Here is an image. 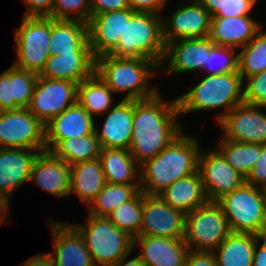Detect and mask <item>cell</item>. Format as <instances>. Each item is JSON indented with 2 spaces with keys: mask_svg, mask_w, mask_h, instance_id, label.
Here are the masks:
<instances>
[{
  "mask_svg": "<svg viewBox=\"0 0 266 266\" xmlns=\"http://www.w3.org/2000/svg\"><path fill=\"white\" fill-rule=\"evenodd\" d=\"M177 99L164 102L161 92L146 100H133L129 151L140 167L170 145L182 132Z\"/></svg>",
  "mask_w": 266,
  "mask_h": 266,
  "instance_id": "6da1fadb",
  "label": "cell"
},
{
  "mask_svg": "<svg viewBox=\"0 0 266 266\" xmlns=\"http://www.w3.org/2000/svg\"><path fill=\"white\" fill-rule=\"evenodd\" d=\"M200 151L196 137L182 133L140 166V190L145 195H158L176 180L197 172Z\"/></svg>",
  "mask_w": 266,
  "mask_h": 266,
  "instance_id": "7a4b0ae2",
  "label": "cell"
},
{
  "mask_svg": "<svg viewBox=\"0 0 266 266\" xmlns=\"http://www.w3.org/2000/svg\"><path fill=\"white\" fill-rule=\"evenodd\" d=\"M160 66L151 59L119 58L106 54L95 59V72L113 91L127 94L123 99L146 100L156 96L160 91L149 80ZM155 70V71H154Z\"/></svg>",
  "mask_w": 266,
  "mask_h": 266,
  "instance_id": "3957f363",
  "label": "cell"
},
{
  "mask_svg": "<svg viewBox=\"0 0 266 266\" xmlns=\"http://www.w3.org/2000/svg\"><path fill=\"white\" fill-rule=\"evenodd\" d=\"M243 79L238 71L206 75L186 94L176 98L180 114L224 108L217 123L236 105L243 103Z\"/></svg>",
  "mask_w": 266,
  "mask_h": 266,
  "instance_id": "277c9868",
  "label": "cell"
},
{
  "mask_svg": "<svg viewBox=\"0 0 266 266\" xmlns=\"http://www.w3.org/2000/svg\"><path fill=\"white\" fill-rule=\"evenodd\" d=\"M162 16L126 9V27L110 55L119 58L151 59L159 66L165 55Z\"/></svg>",
  "mask_w": 266,
  "mask_h": 266,
  "instance_id": "5b68a950",
  "label": "cell"
},
{
  "mask_svg": "<svg viewBox=\"0 0 266 266\" xmlns=\"http://www.w3.org/2000/svg\"><path fill=\"white\" fill-rule=\"evenodd\" d=\"M231 232L266 236V195L263 188L244 182L216 201Z\"/></svg>",
  "mask_w": 266,
  "mask_h": 266,
  "instance_id": "8992f818",
  "label": "cell"
},
{
  "mask_svg": "<svg viewBox=\"0 0 266 266\" xmlns=\"http://www.w3.org/2000/svg\"><path fill=\"white\" fill-rule=\"evenodd\" d=\"M86 224L70 223L83 237L94 266H113L133 251V237L106 216L89 214Z\"/></svg>",
  "mask_w": 266,
  "mask_h": 266,
  "instance_id": "52a82bcc",
  "label": "cell"
},
{
  "mask_svg": "<svg viewBox=\"0 0 266 266\" xmlns=\"http://www.w3.org/2000/svg\"><path fill=\"white\" fill-rule=\"evenodd\" d=\"M230 233L228 220L216 201H207L185 215L184 242L190 251L214 252Z\"/></svg>",
  "mask_w": 266,
  "mask_h": 266,
  "instance_id": "ba28073f",
  "label": "cell"
},
{
  "mask_svg": "<svg viewBox=\"0 0 266 266\" xmlns=\"http://www.w3.org/2000/svg\"><path fill=\"white\" fill-rule=\"evenodd\" d=\"M50 35V17L23 16L22 24L14 30L17 59L13 65L39 75L50 57Z\"/></svg>",
  "mask_w": 266,
  "mask_h": 266,
  "instance_id": "9c48e42d",
  "label": "cell"
},
{
  "mask_svg": "<svg viewBox=\"0 0 266 266\" xmlns=\"http://www.w3.org/2000/svg\"><path fill=\"white\" fill-rule=\"evenodd\" d=\"M0 148L46 150L45 125L28 108L0 111Z\"/></svg>",
  "mask_w": 266,
  "mask_h": 266,
  "instance_id": "30bf717a",
  "label": "cell"
},
{
  "mask_svg": "<svg viewBox=\"0 0 266 266\" xmlns=\"http://www.w3.org/2000/svg\"><path fill=\"white\" fill-rule=\"evenodd\" d=\"M78 83L39 76L29 111L44 125L77 102Z\"/></svg>",
  "mask_w": 266,
  "mask_h": 266,
  "instance_id": "8fae6325",
  "label": "cell"
},
{
  "mask_svg": "<svg viewBox=\"0 0 266 266\" xmlns=\"http://www.w3.org/2000/svg\"><path fill=\"white\" fill-rule=\"evenodd\" d=\"M265 107L241 103L236 105L218 123L223 139L236 142L266 144Z\"/></svg>",
  "mask_w": 266,
  "mask_h": 266,
  "instance_id": "7c38bea8",
  "label": "cell"
},
{
  "mask_svg": "<svg viewBox=\"0 0 266 266\" xmlns=\"http://www.w3.org/2000/svg\"><path fill=\"white\" fill-rule=\"evenodd\" d=\"M140 235L184 239L185 214L170 207L158 195L143 193Z\"/></svg>",
  "mask_w": 266,
  "mask_h": 266,
  "instance_id": "4fadbf2b",
  "label": "cell"
},
{
  "mask_svg": "<svg viewBox=\"0 0 266 266\" xmlns=\"http://www.w3.org/2000/svg\"><path fill=\"white\" fill-rule=\"evenodd\" d=\"M187 3L179 6L168 19L162 16L165 45L181 39L209 37L212 16L198 0H187Z\"/></svg>",
  "mask_w": 266,
  "mask_h": 266,
  "instance_id": "5bb4252c",
  "label": "cell"
},
{
  "mask_svg": "<svg viewBox=\"0 0 266 266\" xmlns=\"http://www.w3.org/2000/svg\"><path fill=\"white\" fill-rule=\"evenodd\" d=\"M198 171L208 201H217L245 182V178L227 162L218 150L200 151Z\"/></svg>",
  "mask_w": 266,
  "mask_h": 266,
  "instance_id": "9a60e30c",
  "label": "cell"
},
{
  "mask_svg": "<svg viewBox=\"0 0 266 266\" xmlns=\"http://www.w3.org/2000/svg\"><path fill=\"white\" fill-rule=\"evenodd\" d=\"M214 45L209 37L172 41L165 46V55L160 69L163 71L166 68L163 73L167 75L203 70Z\"/></svg>",
  "mask_w": 266,
  "mask_h": 266,
  "instance_id": "2e32d148",
  "label": "cell"
},
{
  "mask_svg": "<svg viewBox=\"0 0 266 266\" xmlns=\"http://www.w3.org/2000/svg\"><path fill=\"white\" fill-rule=\"evenodd\" d=\"M55 253H49L55 266H94L83 237L68 223L49 220Z\"/></svg>",
  "mask_w": 266,
  "mask_h": 266,
  "instance_id": "e0dca14e",
  "label": "cell"
},
{
  "mask_svg": "<svg viewBox=\"0 0 266 266\" xmlns=\"http://www.w3.org/2000/svg\"><path fill=\"white\" fill-rule=\"evenodd\" d=\"M88 38L94 58L110 54L126 27V9L93 15L88 23Z\"/></svg>",
  "mask_w": 266,
  "mask_h": 266,
  "instance_id": "ac0fdd59",
  "label": "cell"
},
{
  "mask_svg": "<svg viewBox=\"0 0 266 266\" xmlns=\"http://www.w3.org/2000/svg\"><path fill=\"white\" fill-rule=\"evenodd\" d=\"M71 165L55 157L49 151H43L35 158L30 181L48 193L61 198L70 195Z\"/></svg>",
  "mask_w": 266,
  "mask_h": 266,
  "instance_id": "d6986e66",
  "label": "cell"
},
{
  "mask_svg": "<svg viewBox=\"0 0 266 266\" xmlns=\"http://www.w3.org/2000/svg\"><path fill=\"white\" fill-rule=\"evenodd\" d=\"M106 113L101 129L95 132L101 148L129 149L133 124V100L122 99Z\"/></svg>",
  "mask_w": 266,
  "mask_h": 266,
  "instance_id": "ffe728a7",
  "label": "cell"
},
{
  "mask_svg": "<svg viewBox=\"0 0 266 266\" xmlns=\"http://www.w3.org/2000/svg\"><path fill=\"white\" fill-rule=\"evenodd\" d=\"M43 151L46 150L0 148V193L11 199L15 189L30 181L34 160Z\"/></svg>",
  "mask_w": 266,
  "mask_h": 266,
  "instance_id": "44dd1931",
  "label": "cell"
},
{
  "mask_svg": "<svg viewBox=\"0 0 266 266\" xmlns=\"http://www.w3.org/2000/svg\"><path fill=\"white\" fill-rule=\"evenodd\" d=\"M138 244L142 249L138 256L146 266H185L190 251L184 239L140 235L133 238V248Z\"/></svg>",
  "mask_w": 266,
  "mask_h": 266,
  "instance_id": "7402d4cb",
  "label": "cell"
},
{
  "mask_svg": "<svg viewBox=\"0 0 266 266\" xmlns=\"http://www.w3.org/2000/svg\"><path fill=\"white\" fill-rule=\"evenodd\" d=\"M39 75L11 65L0 74V111L28 108Z\"/></svg>",
  "mask_w": 266,
  "mask_h": 266,
  "instance_id": "603a6c76",
  "label": "cell"
},
{
  "mask_svg": "<svg viewBox=\"0 0 266 266\" xmlns=\"http://www.w3.org/2000/svg\"><path fill=\"white\" fill-rule=\"evenodd\" d=\"M261 29L249 15L212 17L209 38L215 45L242 49Z\"/></svg>",
  "mask_w": 266,
  "mask_h": 266,
  "instance_id": "cb8c5ba5",
  "label": "cell"
},
{
  "mask_svg": "<svg viewBox=\"0 0 266 266\" xmlns=\"http://www.w3.org/2000/svg\"><path fill=\"white\" fill-rule=\"evenodd\" d=\"M94 132V117L76 102L45 124V141L80 138Z\"/></svg>",
  "mask_w": 266,
  "mask_h": 266,
  "instance_id": "d4e9b609",
  "label": "cell"
},
{
  "mask_svg": "<svg viewBox=\"0 0 266 266\" xmlns=\"http://www.w3.org/2000/svg\"><path fill=\"white\" fill-rule=\"evenodd\" d=\"M50 56L66 53H92L87 23L51 18Z\"/></svg>",
  "mask_w": 266,
  "mask_h": 266,
  "instance_id": "484cf974",
  "label": "cell"
},
{
  "mask_svg": "<svg viewBox=\"0 0 266 266\" xmlns=\"http://www.w3.org/2000/svg\"><path fill=\"white\" fill-rule=\"evenodd\" d=\"M95 72L92 53H66L50 56L39 76L80 84Z\"/></svg>",
  "mask_w": 266,
  "mask_h": 266,
  "instance_id": "4316f807",
  "label": "cell"
},
{
  "mask_svg": "<svg viewBox=\"0 0 266 266\" xmlns=\"http://www.w3.org/2000/svg\"><path fill=\"white\" fill-rule=\"evenodd\" d=\"M158 196L170 207L182 211L185 215L208 201L199 171L176 180Z\"/></svg>",
  "mask_w": 266,
  "mask_h": 266,
  "instance_id": "83f0119b",
  "label": "cell"
},
{
  "mask_svg": "<svg viewBox=\"0 0 266 266\" xmlns=\"http://www.w3.org/2000/svg\"><path fill=\"white\" fill-rule=\"evenodd\" d=\"M106 183L99 158L71 165L70 194H77L83 205L88 207Z\"/></svg>",
  "mask_w": 266,
  "mask_h": 266,
  "instance_id": "f1b7e54d",
  "label": "cell"
},
{
  "mask_svg": "<svg viewBox=\"0 0 266 266\" xmlns=\"http://www.w3.org/2000/svg\"><path fill=\"white\" fill-rule=\"evenodd\" d=\"M99 159L107 183L140 184V167L128 149L101 148Z\"/></svg>",
  "mask_w": 266,
  "mask_h": 266,
  "instance_id": "f546056e",
  "label": "cell"
},
{
  "mask_svg": "<svg viewBox=\"0 0 266 266\" xmlns=\"http://www.w3.org/2000/svg\"><path fill=\"white\" fill-rule=\"evenodd\" d=\"M261 236L231 232L213 252L218 266H252L257 240Z\"/></svg>",
  "mask_w": 266,
  "mask_h": 266,
  "instance_id": "4dcf8cb0",
  "label": "cell"
},
{
  "mask_svg": "<svg viewBox=\"0 0 266 266\" xmlns=\"http://www.w3.org/2000/svg\"><path fill=\"white\" fill-rule=\"evenodd\" d=\"M46 151L69 165L99 158L101 146L96 132L63 141H45Z\"/></svg>",
  "mask_w": 266,
  "mask_h": 266,
  "instance_id": "1f68e13d",
  "label": "cell"
},
{
  "mask_svg": "<svg viewBox=\"0 0 266 266\" xmlns=\"http://www.w3.org/2000/svg\"><path fill=\"white\" fill-rule=\"evenodd\" d=\"M113 91L94 72L78 84L77 102L93 117L103 115L113 106Z\"/></svg>",
  "mask_w": 266,
  "mask_h": 266,
  "instance_id": "d6a6232c",
  "label": "cell"
},
{
  "mask_svg": "<svg viewBox=\"0 0 266 266\" xmlns=\"http://www.w3.org/2000/svg\"><path fill=\"white\" fill-rule=\"evenodd\" d=\"M218 151L227 162L245 179L261 154V144L236 142L219 137Z\"/></svg>",
  "mask_w": 266,
  "mask_h": 266,
  "instance_id": "836d02e7",
  "label": "cell"
},
{
  "mask_svg": "<svg viewBox=\"0 0 266 266\" xmlns=\"http://www.w3.org/2000/svg\"><path fill=\"white\" fill-rule=\"evenodd\" d=\"M140 191V184L106 183L88 206V213L95 216H108L122 203L131 200Z\"/></svg>",
  "mask_w": 266,
  "mask_h": 266,
  "instance_id": "e575fe53",
  "label": "cell"
},
{
  "mask_svg": "<svg viewBox=\"0 0 266 266\" xmlns=\"http://www.w3.org/2000/svg\"><path fill=\"white\" fill-rule=\"evenodd\" d=\"M266 70V31L263 28L238 52V73L244 78Z\"/></svg>",
  "mask_w": 266,
  "mask_h": 266,
  "instance_id": "d590c367",
  "label": "cell"
},
{
  "mask_svg": "<svg viewBox=\"0 0 266 266\" xmlns=\"http://www.w3.org/2000/svg\"><path fill=\"white\" fill-rule=\"evenodd\" d=\"M143 213V192L140 190L131 200L122 203L106 216L117 228L131 237L140 236Z\"/></svg>",
  "mask_w": 266,
  "mask_h": 266,
  "instance_id": "8d00e7d4",
  "label": "cell"
},
{
  "mask_svg": "<svg viewBox=\"0 0 266 266\" xmlns=\"http://www.w3.org/2000/svg\"><path fill=\"white\" fill-rule=\"evenodd\" d=\"M208 75L224 74L238 71V53L236 49L214 45L203 67Z\"/></svg>",
  "mask_w": 266,
  "mask_h": 266,
  "instance_id": "74e56055",
  "label": "cell"
},
{
  "mask_svg": "<svg viewBox=\"0 0 266 266\" xmlns=\"http://www.w3.org/2000/svg\"><path fill=\"white\" fill-rule=\"evenodd\" d=\"M48 17L88 23L91 17L90 0H55L52 13Z\"/></svg>",
  "mask_w": 266,
  "mask_h": 266,
  "instance_id": "f35d334b",
  "label": "cell"
},
{
  "mask_svg": "<svg viewBox=\"0 0 266 266\" xmlns=\"http://www.w3.org/2000/svg\"><path fill=\"white\" fill-rule=\"evenodd\" d=\"M244 80L243 102L266 108V70Z\"/></svg>",
  "mask_w": 266,
  "mask_h": 266,
  "instance_id": "ab89813d",
  "label": "cell"
},
{
  "mask_svg": "<svg viewBox=\"0 0 266 266\" xmlns=\"http://www.w3.org/2000/svg\"><path fill=\"white\" fill-rule=\"evenodd\" d=\"M257 0H227L224 12H216L212 17H231L250 15Z\"/></svg>",
  "mask_w": 266,
  "mask_h": 266,
  "instance_id": "60d3db41",
  "label": "cell"
},
{
  "mask_svg": "<svg viewBox=\"0 0 266 266\" xmlns=\"http://www.w3.org/2000/svg\"><path fill=\"white\" fill-rule=\"evenodd\" d=\"M245 182L263 189L266 186V144H261L259 159L245 179Z\"/></svg>",
  "mask_w": 266,
  "mask_h": 266,
  "instance_id": "b9f144b4",
  "label": "cell"
},
{
  "mask_svg": "<svg viewBox=\"0 0 266 266\" xmlns=\"http://www.w3.org/2000/svg\"><path fill=\"white\" fill-rule=\"evenodd\" d=\"M91 16L130 8L128 0H90Z\"/></svg>",
  "mask_w": 266,
  "mask_h": 266,
  "instance_id": "7bdbcfd3",
  "label": "cell"
},
{
  "mask_svg": "<svg viewBox=\"0 0 266 266\" xmlns=\"http://www.w3.org/2000/svg\"><path fill=\"white\" fill-rule=\"evenodd\" d=\"M27 6L24 16L48 17L53 10L55 0H22Z\"/></svg>",
  "mask_w": 266,
  "mask_h": 266,
  "instance_id": "ee69618b",
  "label": "cell"
},
{
  "mask_svg": "<svg viewBox=\"0 0 266 266\" xmlns=\"http://www.w3.org/2000/svg\"><path fill=\"white\" fill-rule=\"evenodd\" d=\"M168 0H128L133 11L148 12L161 15Z\"/></svg>",
  "mask_w": 266,
  "mask_h": 266,
  "instance_id": "f6af8a7d",
  "label": "cell"
},
{
  "mask_svg": "<svg viewBox=\"0 0 266 266\" xmlns=\"http://www.w3.org/2000/svg\"><path fill=\"white\" fill-rule=\"evenodd\" d=\"M185 266H218L213 252L189 251Z\"/></svg>",
  "mask_w": 266,
  "mask_h": 266,
  "instance_id": "bcb514c9",
  "label": "cell"
},
{
  "mask_svg": "<svg viewBox=\"0 0 266 266\" xmlns=\"http://www.w3.org/2000/svg\"><path fill=\"white\" fill-rule=\"evenodd\" d=\"M260 241H263L261 243V246L258 245ZM252 266H266V236H261L257 240L256 247L254 250V255H253Z\"/></svg>",
  "mask_w": 266,
  "mask_h": 266,
  "instance_id": "7dc6e473",
  "label": "cell"
},
{
  "mask_svg": "<svg viewBox=\"0 0 266 266\" xmlns=\"http://www.w3.org/2000/svg\"><path fill=\"white\" fill-rule=\"evenodd\" d=\"M20 266H55L49 253L37 254L24 261Z\"/></svg>",
  "mask_w": 266,
  "mask_h": 266,
  "instance_id": "c3c4849f",
  "label": "cell"
},
{
  "mask_svg": "<svg viewBox=\"0 0 266 266\" xmlns=\"http://www.w3.org/2000/svg\"><path fill=\"white\" fill-rule=\"evenodd\" d=\"M208 13L213 16L216 12H224V5L227 0H198Z\"/></svg>",
  "mask_w": 266,
  "mask_h": 266,
  "instance_id": "681fc988",
  "label": "cell"
},
{
  "mask_svg": "<svg viewBox=\"0 0 266 266\" xmlns=\"http://www.w3.org/2000/svg\"><path fill=\"white\" fill-rule=\"evenodd\" d=\"M10 202V198L7 195L0 193V226L5 220H9V211L8 205Z\"/></svg>",
  "mask_w": 266,
  "mask_h": 266,
  "instance_id": "f907efd6",
  "label": "cell"
},
{
  "mask_svg": "<svg viewBox=\"0 0 266 266\" xmlns=\"http://www.w3.org/2000/svg\"><path fill=\"white\" fill-rule=\"evenodd\" d=\"M127 257H128V255L124 256L122 259H120L113 266H146L138 255L136 257L132 258V259L127 260L125 262Z\"/></svg>",
  "mask_w": 266,
  "mask_h": 266,
  "instance_id": "816d5d0a",
  "label": "cell"
}]
</instances>
